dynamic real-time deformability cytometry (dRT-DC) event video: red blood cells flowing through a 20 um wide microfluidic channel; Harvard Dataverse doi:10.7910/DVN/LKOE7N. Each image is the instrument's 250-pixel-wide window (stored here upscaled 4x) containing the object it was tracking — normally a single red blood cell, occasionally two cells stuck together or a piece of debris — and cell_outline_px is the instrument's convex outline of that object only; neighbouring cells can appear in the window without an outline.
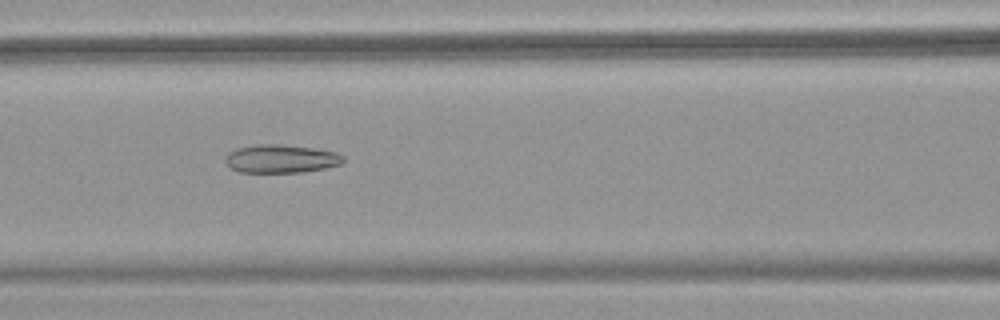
{"species": "common noctule bat (a hibernating species)", "species_latin": "Nyctalus noctula", "temperature_condition": "warm", "stored_images_in_passage": 51, "camera_frame_rate_fps": 3000, "um_per_image_px": 0.085, "animal": {"sex": "female", "body_mass_g": 18.4}, "frame": {"image": 1, "passage_image": 22, "time_ms": 7.0, "image_size_px": [1000, 320], "cell_outline_px": [[344, 160], [340, 164], [324, 168], [304, 172], [240, 172], [232, 168], [224, 160], [224, 156], [228, 152], [236, 148], [256, 144], [276, 144], [312, 148], [336, 152], [344, 156]], "centroid_in_image_um": [23.85, 13.49], "position_along_channel_um": 142.7, "area_um2": 19.36}}
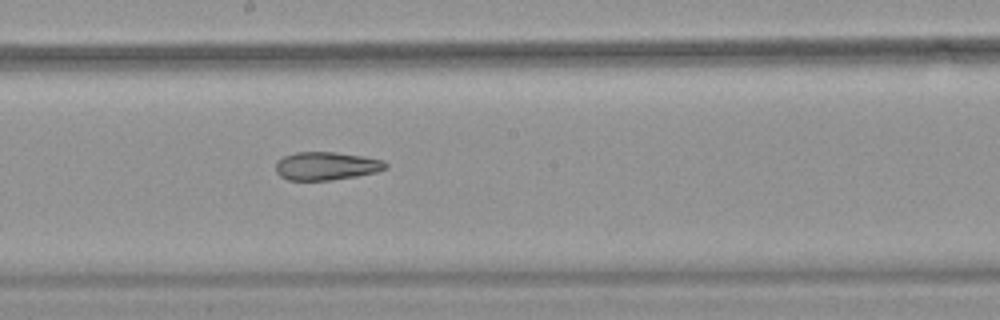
{"frame": {"image": 2, "passage_image": 28, "time_ms": 9.0, "image_size_px": [1000, 320], "cell_outline_px": [[388, 168], [376, 172], [356, 176], [332, 180], [288, 180], [280, 176], [276, 172], [276, 160], [284, 156], [296, 152], [336, 152], [364, 156], [384, 160], [388, 164]], "centroid_in_image_um": [27.75, 14.1], "position_along_channel_um": 220.5, "area_um2": 18.21}}
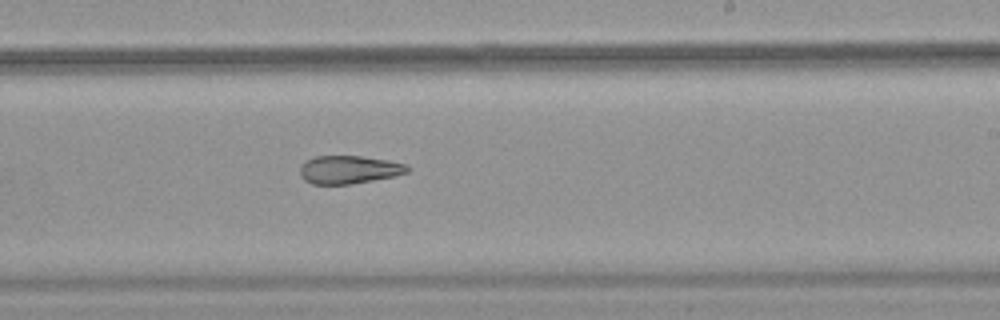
{"frame": {"image": 3, "passage_image": 31, "time_ms": 10.0, "image_size_px": [1000, 320], "cell_outline_px": [[412, 168], [408, 172], [396, 176], [352, 184], [312, 184], [304, 180], [300, 176], [300, 164], [304, 160], [316, 156], [360, 156], [388, 160], [408, 164]], "centroid_in_image_um": [29.67, 14.42], "position_along_channel_um": 259.3, "area_um2": 17.92}, "authors_computed_cell_mechanics": {"area_um2": 22.1374, "velocity_mm_per_s": 3.9128, "shape_relaxation_time_tau1_ms": null, "shape_relaxation_time_tau2_ms": 6.7427, "deformation_change_tau1": null, "deformation_change_tau2": 0.1586}}